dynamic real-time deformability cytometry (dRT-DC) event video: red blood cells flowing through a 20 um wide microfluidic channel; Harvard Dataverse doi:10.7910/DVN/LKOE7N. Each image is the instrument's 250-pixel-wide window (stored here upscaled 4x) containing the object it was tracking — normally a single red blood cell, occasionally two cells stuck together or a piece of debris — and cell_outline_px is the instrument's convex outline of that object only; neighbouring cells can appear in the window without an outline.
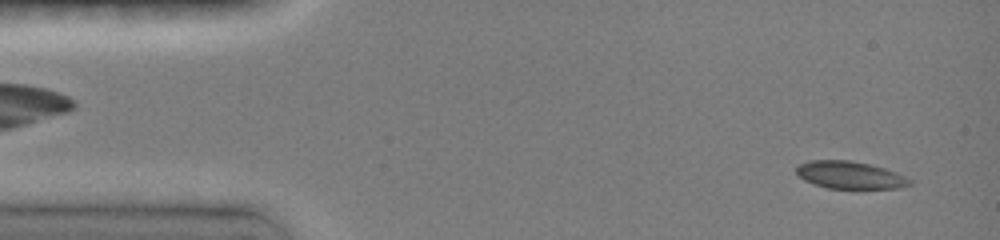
{"species": "common noctule bat (a hibernating species)", "species_latin": "Nyctalus noctula", "temperature_condition": "room temperature", "stored_images_in_passage": 7, "camera_frame_rate_fps": 3000, "um_per_image_px": 0.085, "animal": {"sex": "female", "body_mass_g": 19.0, "forearm_length_mm": 51.5}, "frame": {"image": 1, "passage_image": 1, "time_ms": 0.0, "image_size_px": [1000, 240], "cell_outline_px": [[912, 184], [900, 188], [828, 188], [804, 180], [796, 172], [796, 164], [808, 160], [848, 160], [868, 164], [884, 168], [896, 172], [912, 180]], "centroid_in_image_um": [72.23, 14.87], "position_along_channel_um": 12.8, "area_um2": 18.03}}
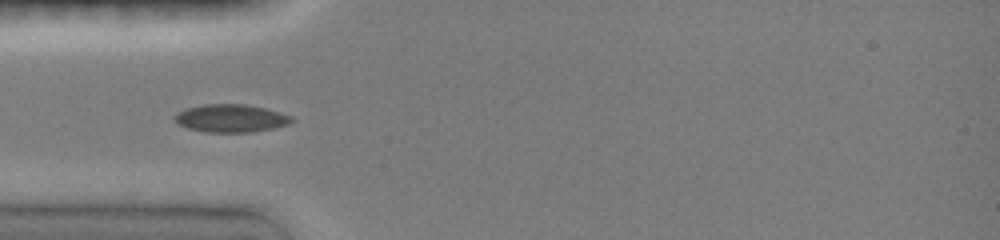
{"frame": {"image": 2, "passage_image": 6, "time_ms": 3.667, "image_size_px": [1000, 240], "cell_outline_px": [[296, 120], [288, 124], [272, 128], [248, 132], [204, 132], [188, 128], [180, 124], [172, 116], [176, 112], [188, 108], [204, 104], [244, 104], [264, 108], [280, 112], [292, 116]], "centroid_in_image_um": [19.63, 10.05], "position_along_channel_um": 65.4, "area_um2": 18.9}}